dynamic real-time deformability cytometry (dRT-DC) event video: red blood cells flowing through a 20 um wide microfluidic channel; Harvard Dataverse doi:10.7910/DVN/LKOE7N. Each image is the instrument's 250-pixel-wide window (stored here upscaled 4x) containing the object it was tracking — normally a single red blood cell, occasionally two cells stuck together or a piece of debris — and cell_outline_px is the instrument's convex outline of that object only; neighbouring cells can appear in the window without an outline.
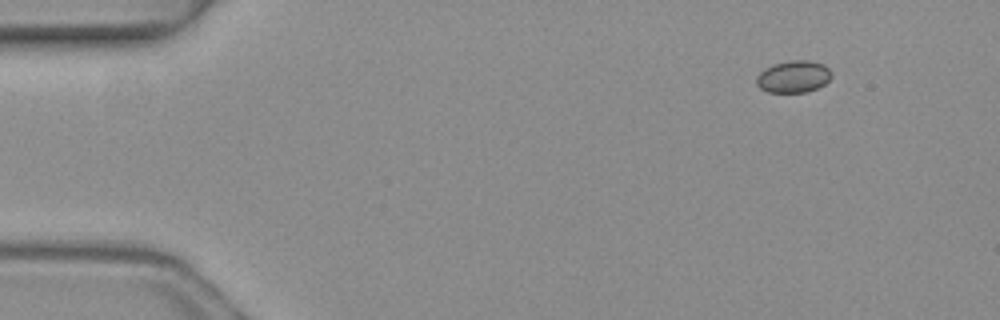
{"species": "common noctule bat (a hibernating species)", "species_latin": "Nyctalus noctula", "temperature_condition": "warm", "stored_images_in_passage": 3, "camera_frame_rate_fps": 3000, "um_per_image_px": 0.085, "animal": {"sex": "female", "body_mass_g": 19.3, "forearm_length_mm": 54.1}, "frame": {"image": 1, "passage_image": 1, "time_ms": 0.0, "image_size_px": [1000, 320], "cell_outline_px": [[832, 76], [824, 84], [816, 88], [804, 92], [768, 92], [760, 88], [756, 84], [756, 76], [764, 68], [772, 64], [792, 60], [808, 60], [824, 64], [832, 72]], "centroid_in_image_um": [67.43, 6.5], "position_along_channel_um": 17.6, "area_um2": 14.05}}
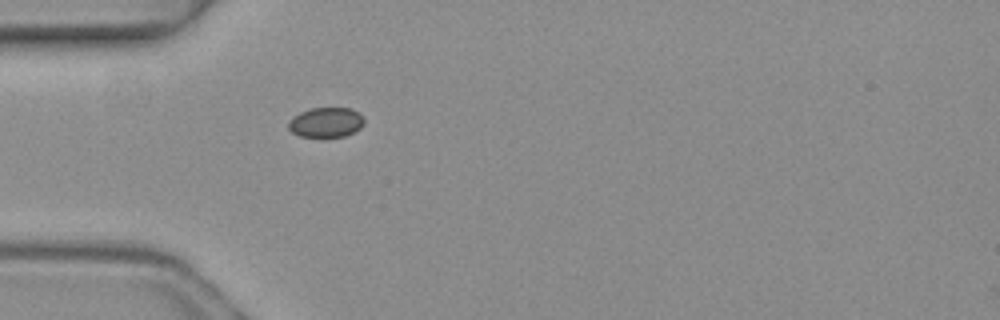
{"frame": {"image": 2, "passage_image": 3, "time_ms": 0.667, "image_size_px": [1000, 320], "cell_outline_px": [[364, 124], [360, 128], [344, 136], [300, 136], [292, 132], [288, 128], [288, 120], [292, 116], [300, 112], [312, 108], [352, 108], [360, 112], [364, 116]], "centroid_in_image_um": [27.72, 10.37], "position_along_channel_um": 57.3, "area_um2": 13.24}}